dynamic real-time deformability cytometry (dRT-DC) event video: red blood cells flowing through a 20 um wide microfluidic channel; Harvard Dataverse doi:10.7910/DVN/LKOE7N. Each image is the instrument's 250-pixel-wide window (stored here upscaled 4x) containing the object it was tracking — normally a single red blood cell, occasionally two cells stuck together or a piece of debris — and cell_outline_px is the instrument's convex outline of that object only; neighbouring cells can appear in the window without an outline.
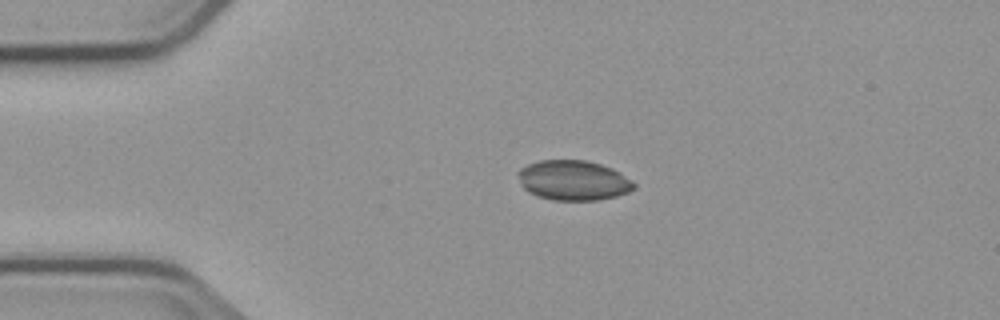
{"species": "common noctule bat (a hibernating species)", "species_latin": "Nyctalus noctula", "temperature_condition": "cold", "stored_images_in_passage": 4, "camera_frame_rate_fps": 3000, "um_per_image_px": 0.085, "animal": {"sex": "male", "body_mass_g": 23.1, "forearm_length_mm": 52.7}, "frame": {"image": 1, "passage_image": 3, "time_ms": 2.667, "image_size_px": [1000, 320], "cell_outline_px": [[636, 188], [628, 192], [616, 196], [596, 200], [552, 200], [536, 196], [528, 192], [520, 184], [520, 168], [528, 164], [540, 160], [584, 160], [600, 164], [612, 168], [620, 172], [632, 180], [636, 184]], "centroid_in_image_um": [48.76, 15.33], "position_along_channel_um": 36.2, "area_um2": 26.99}}